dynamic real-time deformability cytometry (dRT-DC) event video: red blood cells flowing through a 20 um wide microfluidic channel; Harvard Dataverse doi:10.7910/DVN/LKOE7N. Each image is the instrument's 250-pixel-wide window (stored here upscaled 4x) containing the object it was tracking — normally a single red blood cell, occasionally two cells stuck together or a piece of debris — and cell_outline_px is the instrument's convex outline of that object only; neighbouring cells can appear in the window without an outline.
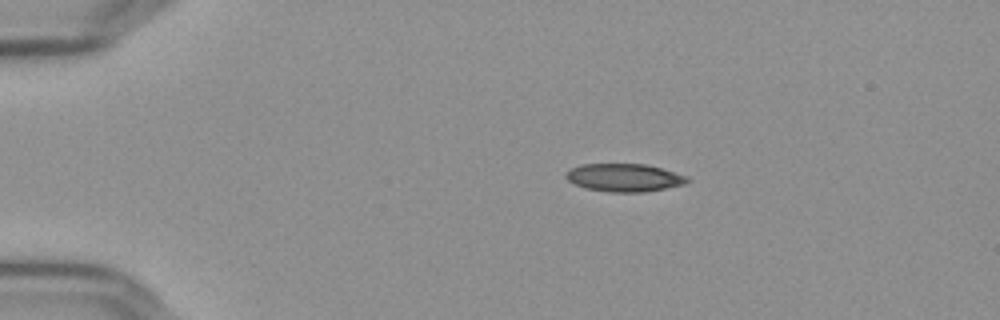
{"species": "Egyptian fruit bat (a non-hibernating species)", "species_latin": "Rousettus aegyptiacus", "temperature_condition": "cold", "stored_images_in_passage": 46, "camera_frame_rate_fps": 3000, "um_per_image_px": 0.085, "frame": {"image": 1, "passage_image": 1, "time_ms": 0.0, "image_size_px": [1000, 320], "cell_outline_px": [[692, 180], [684, 184], [644, 192], [608, 192], [584, 188], [568, 180], [564, 176], [572, 168], [580, 164], [644, 164], [660, 168], [688, 176]], "centroid_in_image_um": [53.07, 15.1], "position_along_channel_um": 31.9, "area_um2": 19.65}}
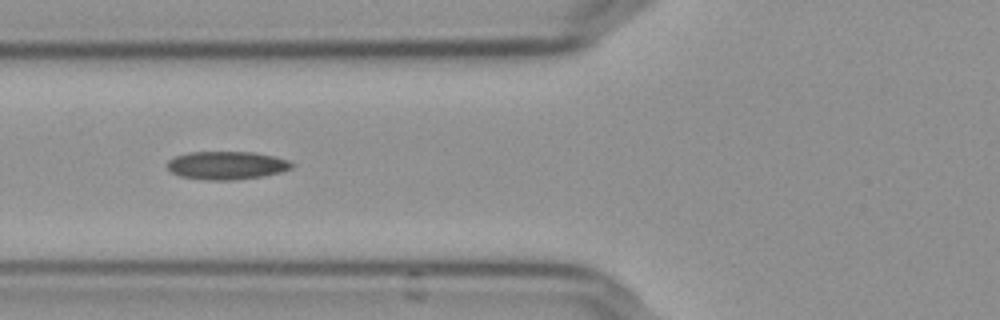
{"frame": {"image": 2, "passage_image": 12, "time_ms": 3.667, "image_size_px": [1000, 320], "cell_outline_px": [[296, 164], [292, 168], [280, 172], [264, 176], [236, 180], [208, 180], [180, 176], [172, 172], [168, 168], [168, 160], [176, 156], [188, 152], [256, 152], [276, 156], [288, 160]], "centroid_in_image_um": [19.32, 14.05], "position_along_channel_um": 106.5, "area_um2": 20.58}}
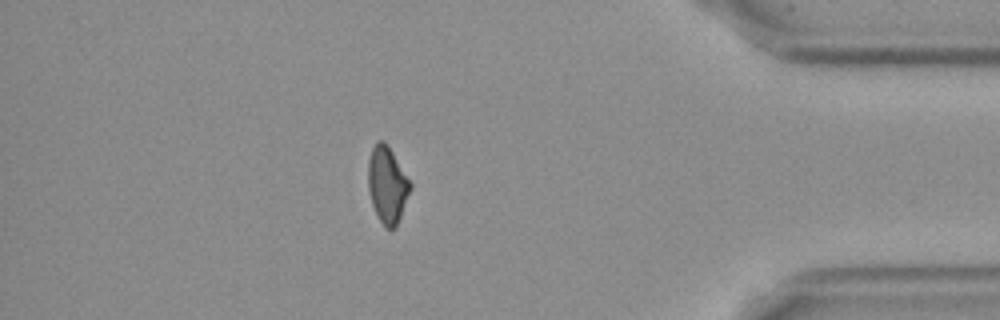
{"frame": {"image": 3, "passage_image": 39, "time_ms": 12.667, "image_size_px": [1000, 320], "cell_outline_px": [[412, 188], [396, 228], [384, 228], [372, 204], [368, 188], [368, 160], [372, 148], [376, 140], [384, 140], [388, 144], [412, 184]], "centroid_in_image_um": [32.92, 15.68], "position_along_channel_um": 402.3, "area_um2": 18.96}, "authors_computed_cell_mechanics": {"area_um2": 19.8832, "velocity_mm_per_s": 3.6525, "shape_relaxation_time_tau1_ms": null, "shape_relaxation_time_tau2_ms": 5.1776, "deformation_change_tau1": null, "deformation_change_tau2": 0.1164}}